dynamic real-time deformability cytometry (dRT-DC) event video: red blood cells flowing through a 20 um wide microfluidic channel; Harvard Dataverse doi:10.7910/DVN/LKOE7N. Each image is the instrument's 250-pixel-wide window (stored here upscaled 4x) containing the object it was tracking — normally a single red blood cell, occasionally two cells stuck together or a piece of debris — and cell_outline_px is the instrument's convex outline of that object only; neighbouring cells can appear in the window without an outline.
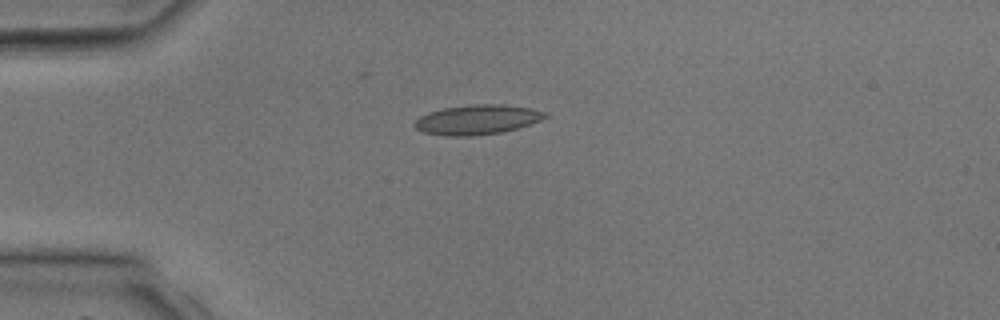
{"species": "common noctule bat (a hibernating species)", "species_latin": "Nyctalus noctula", "temperature_condition": "room temperature", "stored_images_in_passage": 30, "camera_frame_rate_fps": 3000, "um_per_image_px": 0.085, "animal": {"sex": "male", "body_mass_g": 17.9, "forearm_length_mm": 54.2}, "frame": {"image": 1, "passage_image": 1, "time_ms": 0.0, "image_size_px": [1000, 320], "cell_outline_px": [[548, 116], [540, 120], [516, 128], [500, 132], [476, 136], [444, 136], [424, 132], [416, 128], [412, 124], [420, 116], [428, 112], [444, 108], [472, 104], [504, 104], [532, 108], [548, 112]], "centroid_in_image_um": [40.56, 10.16], "position_along_channel_um": 44.4, "area_um2": 22.66}}
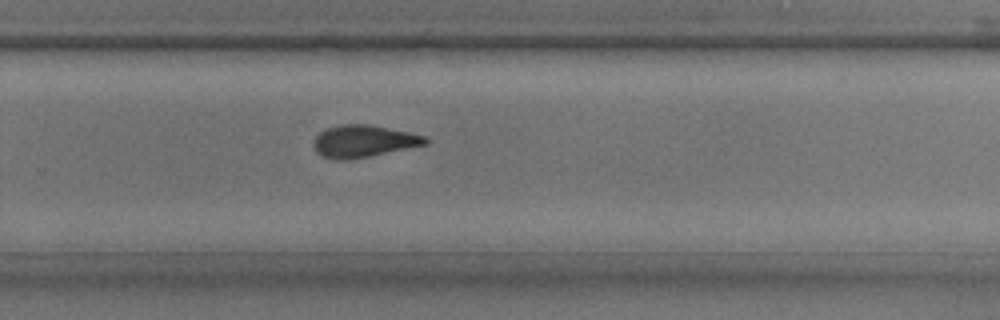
{"frame": {"image": 2, "passage_image": 17, "time_ms": 5.333, "image_size_px": [1000, 320], "cell_outline_px": [[432, 140], [428, 144], [348, 160], [336, 160], [320, 156], [316, 152], [312, 144], [316, 136], [320, 132], [328, 128], [340, 124], [368, 124], [412, 132], [428, 136]], "centroid_in_image_um": [30.93, 12.0], "position_along_channel_um": 298.9, "area_um2": 21.21}}
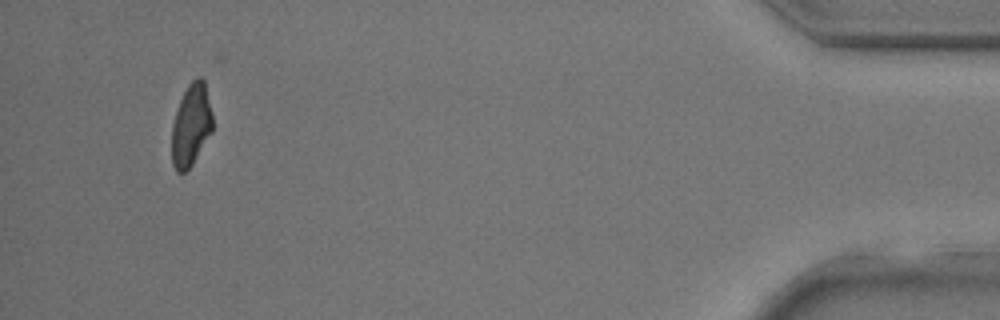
{"frame": {"image": 3, "passage_image": 28, "time_ms": 9.0, "image_size_px": [1000, 320], "cell_outline_px": [[212, 132], [192, 164], [184, 172], [176, 172], [172, 164], [172, 124], [180, 100], [188, 84], [196, 76], [200, 76], [204, 80], [212, 112]], "centroid_in_image_um": [16.24, 10.62], "position_along_channel_um": 419.0, "area_um2": 19.48}}